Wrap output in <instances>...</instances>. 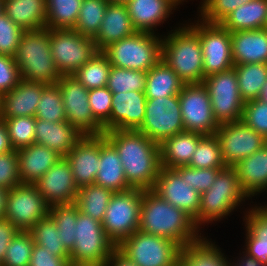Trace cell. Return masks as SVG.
Returning <instances> with one entry per match:
<instances>
[{"mask_svg": "<svg viewBox=\"0 0 267 266\" xmlns=\"http://www.w3.org/2000/svg\"><path fill=\"white\" fill-rule=\"evenodd\" d=\"M104 134L118 151L128 184L152 190L161 168L159 144L138 130H111Z\"/></svg>", "mask_w": 267, "mask_h": 266, "instance_id": "obj_1", "label": "cell"}, {"mask_svg": "<svg viewBox=\"0 0 267 266\" xmlns=\"http://www.w3.org/2000/svg\"><path fill=\"white\" fill-rule=\"evenodd\" d=\"M138 230L176 242L181 248L195 242L197 233L193 219L183 210L161 199L152 190H143Z\"/></svg>", "mask_w": 267, "mask_h": 266, "instance_id": "obj_2", "label": "cell"}, {"mask_svg": "<svg viewBox=\"0 0 267 266\" xmlns=\"http://www.w3.org/2000/svg\"><path fill=\"white\" fill-rule=\"evenodd\" d=\"M14 59L22 80L57 84L62 77L53 61L48 28L24 31Z\"/></svg>", "mask_w": 267, "mask_h": 266, "instance_id": "obj_3", "label": "cell"}, {"mask_svg": "<svg viewBox=\"0 0 267 266\" xmlns=\"http://www.w3.org/2000/svg\"><path fill=\"white\" fill-rule=\"evenodd\" d=\"M161 59L173 69L184 84L204 81L201 41L189 26L175 29L162 39Z\"/></svg>", "mask_w": 267, "mask_h": 266, "instance_id": "obj_4", "label": "cell"}, {"mask_svg": "<svg viewBox=\"0 0 267 266\" xmlns=\"http://www.w3.org/2000/svg\"><path fill=\"white\" fill-rule=\"evenodd\" d=\"M111 66L148 72L162 57V38L137 31L102 51Z\"/></svg>", "mask_w": 267, "mask_h": 266, "instance_id": "obj_5", "label": "cell"}, {"mask_svg": "<svg viewBox=\"0 0 267 266\" xmlns=\"http://www.w3.org/2000/svg\"><path fill=\"white\" fill-rule=\"evenodd\" d=\"M76 240L69 253L71 266H104L117 248L107 236L102 222L78 212Z\"/></svg>", "mask_w": 267, "mask_h": 266, "instance_id": "obj_6", "label": "cell"}, {"mask_svg": "<svg viewBox=\"0 0 267 266\" xmlns=\"http://www.w3.org/2000/svg\"><path fill=\"white\" fill-rule=\"evenodd\" d=\"M244 198L247 196L242 191L236 170L233 167H225L218 173L209 189L201 194L195 226L199 229L202 223L221 219L239 206Z\"/></svg>", "mask_w": 267, "mask_h": 266, "instance_id": "obj_7", "label": "cell"}, {"mask_svg": "<svg viewBox=\"0 0 267 266\" xmlns=\"http://www.w3.org/2000/svg\"><path fill=\"white\" fill-rule=\"evenodd\" d=\"M117 248L137 266H178L181 247L165 237L137 230Z\"/></svg>", "mask_w": 267, "mask_h": 266, "instance_id": "obj_8", "label": "cell"}, {"mask_svg": "<svg viewBox=\"0 0 267 266\" xmlns=\"http://www.w3.org/2000/svg\"><path fill=\"white\" fill-rule=\"evenodd\" d=\"M142 192V189L131 188L115 192L111 197L102 226L116 246L138 230Z\"/></svg>", "mask_w": 267, "mask_h": 266, "instance_id": "obj_9", "label": "cell"}, {"mask_svg": "<svg viewBox=\"0 0 267 266\" xmlns=\"http://www.w3.org/2000/svg\"><path fill=\"white\" fill-rule=\"evenodd\" d=\"M53 61L61 75H73L97 52L94 39L74 29H49Z\"/></svg>", "mask_w": 267, "mask_h": 266, "instance_id": "obj_10", "label": "cell"}, {"mask_svg": "<svg viewBox=\"0 0 267 266\" xmlns=\"http://www.w3.org/2000/svg\"><path fill=\"white\" fill-rule=\"evenodd\" d=\"M213 114L218 124L241 121L244 101L240 95L235 68L204 78Z\"/></svg>", "mask_w": 267, "mask_h": 266, "instance_id": "obj_11", "label": "cell"}, {"mask_svg": "<svg viewBox=\"0 0 267 266\" xmlns=\"http://www.w3.org/2000/svg\"><path fill=\"white\" fill-rule=\"evenodd\" d=\"M138 131L159 145L185 131L178 95L146 99L145 116Z\"/></svg>", "mask_w": 267, "mask_h": 266, "instance_id": "obj_12", "label": "cell"}, {"mask_svg": "<svg viewBox=\"0 0 267 266\" xmlns=\"http://www.w3.org/2000/svg\"><path fill=\"white\" fill-rule=\"evenodd\" d=\"M152 191L161 199L183 210L194 222L198 219L201 194L191 189L188 165L176 168L161 167Z\"/></svg>", "mask_w": 267, "mask_h": 266, "instance_id": "obj_13", "label": "cell"}, {"mask_svg": "<svg viewBox=\"0 0 267 266\" xmlns=\"http://www.w3.org/2000/svg\"><path fill=\"white\" fill-rule=\"evenodd\" d=\"M49 208L34 184H20L9 189L4 219L19 231L28 232L49 215Z\"/></svg>", "mask_w": 267, "mask_h": 266, "instance_id": "obj_14", "label": "cell"}, {"mask_svg": "<svg viewBox=\"0 0 267 266\" xmlns=\"http://www.w3.org/2000/svg\"><path fill=\"white\" fill-rule=\"evenodd\" d=\"M200 23L190 27L201 41L204 78L233 68L231 32L221 24Z\"/></svg>", "mask_w": 267, "mask_h": 266, "instance_id": "obj_15", "label": "cell"}, {"mask_svg": "<svg viewBox=\"0 0 267 266\" xmlns=\"http://www.w3.org/2000/svg\"><path fill=\"white\" fill-rule=\"evenodd\" d=\"M178 97L185 131L216 134L220 125L214 117L209 92L203 83L184 84Z\"/></svg>", "mask_w": 267, "mask_h": 266, "instance_id": "obj_16", "label": "cell"}, {"mask_svg": "<svg viewBox=\"0 0 267 266\" xmlns=\"http://www.w3.org/2000/svg\"><path fill=\"white\" fill-rule=\"evenodd\" d=\"M67 121L83 134H104L95 120L88 101L89 90L73 75H62L58 80Z\"/></svg>", "mask_w": 267, "mask_h": 266, "instance_id": "obj_17", "label": "cell"}, {"mask_svg": "<svg viewBox=\"0 0 267 266\" xmlns=\"http://www.w3.org/2000/svg\"><path fill=\"white\" fill-rule=\"evenodd\" d=\"M216 135L226 167H234L265 144V138L242 120L221 124Z\"/></svg>", "mask_w": 267, "mask_h": 266, "instance_id": "obj_18", "label": "cell"}, {"mask_svg": "<svg viewBox=\"0 0 267 266\" xmlns=\"http://www.w3.org/2000/svg\"><path fill=\"white\" fill-rule=\"evenodd\" d=\"M34 185L49 207L76 202L79 191L65 157L59 159Z\"/></svg>", "mask_w": 267, "mask_h": 266, "instance_id": "obj_19", "label": "cell"}, {"mask_svg": "<svg viewBox=\"0 0 267 266\" xmlns=\"http://www.w3.org/2000/svg\"><path fill=\"white\" fill-rule=\"evenodd\" d=\"M105 134L84 135L66 155L79 188L95 183L100 165V144Z\"/></svg>", "mask_w": 267, "mask_h": 266, "instance_id": "obj_20", "label": "cell"}, {"mask_svg": "<svg viewBox=\"0 0 267 266\" xmlns=\"http://www.w3.org/2000/svg\"><path fill=\"white\" fill-rule=\"evenodd\" d=\"M146 99L144 92L112 93L111 114L103 131L138 130L144 120Z\"/></svg>", "mask_w": 267, "mask_h": 266, "instance_id": "obj_21", "label": "cell"}, {"mask_svg": "<svg viewBox=\"0 0 267 266\" xmlns=\"http://www.w3.org/2000/svg\"><path fill=\"white\" fill-rule=\"evenodd\" d=\"M46 85L21 79L16 87L0 97V118L35 117L42 90Z\"/></svg>", "mask_w": 267, "mask_h": 266, "instance_id": "obj_22", "label": "cell"}, {"mask_svg": "<svg viewBox=\"0 0 267 266\" xmlns=\"http://www.w3.org/2000/svg\"><path fill=\"white\" fill-rule=\"evenodd\" d=\"M84 135L68 121L49 122L36 119L35 143L45 145L61 157H66Z\"/></svg>", "mask_w": 267, "mask_h": 266, "instance_id": "obj_23", "label": "cell"}, {"mask_svg": "<svg viewBox=\"0 0 267 266\" xmlns=\"http://www.w3.org/2000/svg\"><path fill=\"white\" fill-rule=\"evenodd\" d=\"M136 29L132 25L125 4L108 3L98 34L93 38L98 51H103L114 42L134 34Z\"/></svg>", "mask_w": 267, "mask_h": 266, "instance_id": "obj_24", "label": "cell"}, {"mask_svg": "<svg viewBox=\"0 0 267 266\" xmlns=\"http://www.w3.org/2000/svg\"><path fill=\"white\" fill-rule=\"evenodd\" d=\"M18 168L22 184H35L62 157L38 143L20 148Z\"/></svg>", "mask_w": 267, "mask_h": 266, "instance_id": "obj_25", "label": "cell"}, {"mask_svg": "<svg viewBox=\"0 0 267 266\" xmlns=\"http://www.w3.org/2000/svg\"><path fill=\"white\" fill-rule=\"evenodd\" d=\"M234 65L267 63V28L231 32Z\"/></svg>", "mask_w": 267, "mask_h": 266, "instance_id": "obj_26", "label": "cell"}, {"mask_svg": "<svg viewBox=\"0 0 267 266\" xmlns=\"http://www.w3.org/2000/svg\"><path fill=\"white\" fill-rule=\"evenodd\" d=\"M125 5L136 31L149 33H153V28L165 21L176 6L171 0H130Z\"/></svg>", "mask_w": 267, "mask_h": 266, "instance_id": "obj_27", "label": "cell"}, {"mask_svg": "<svg viewBox=\"0 0 267 266\" xmlns=\"http://www.w3.org/2000/svg\"><path fill=\"white\" fill-rule=\"evenodd\" d=\"M233 168L237 172L242 191L247 197L267 189V147L265 145L242 159Z\"/></svg>", "mask_w": 267, "mask_h": 266, "instance_id": "obj_28", "label": "cell"}, {"mask_svg": "<svg viewBox=\"0 0 267 266\" xmlns=\"http://www.w3.org/2000/svg\"><path fill=\"white\" fill-rule=\"evenodd\" d=\"M94 184L114 193L125 192L132 188L125 178L118 151L107 139L100 144V165Z\"/></svg>", "mask_w": 267, "mask_h": 266, "instance_id": "obj_29", "label": "cell"}, {"mask_svg": "<svg viewBox=\"0 0 267 266\" xmlns=\"http://www.w3.org/2000/svg\"><path fill=\"white\" fill-rule=\"evenodd\" d=\"M203 134L183 131L165 139L160 146L161 167L187 166Z\"/></svg>", "mask_w": 267, "mask_h": 266, "instance_id": "obj_30", "label": "cell"}, {"mask_svg": "<svg viewBox=\"0 0 267 266\" xmlns=\"http://www.w3.org/2000/svg\"><path fill=\"white\" fill-rule=\"evenodd\" d=\"M3 12L24 31L45 28L46 0H3Z\"/></svg>", "mask_w": 267, "mask_h": 266, "instance_id": "obj_31", "label": "cell"}, {"mask_svg": "<svg viewBox=\"0 0 267 266\" xmlns=\"http://www.w3.org/2000/svg\"><path fill=\"white\" fill-rule=\"evenodd\" d=\"M247 214L246 254L267 265V206H255Z\"/></svg>", "mask_w": 267, "mask_h": 266, "instance_id": "obj_32", "label": "cell"}, {"mask_svg": "<svg viewBox=\"0 0 267 266\" xmlns=\"http://www.w3.org/2000/svg\"><path fill=\"white\" fill-rule=\"evenodd\" d=\"M230 32L267 26V0H251L232 11L221 23Z\"/></svg>", "mask_w": 267, "mask_h": 266, "instance_id": "obj_33", "label": "cell"}, {"mask_svg": "<svg viewBox=\"0 0 267 266\" xmlns=\"http://www.w3.org/2000/svg\"><path fill=\"white\" fill-rule=\"evenodd\" d=\"M184 86L177 74L162 59L146 74L145 96L147 99L178 95Z\"/></svg>", "mask_w": 267, "mask_h": 266, "instance_id": "obj_34", "label": "cell"}, {"mask_svg": "<svg viewBox=\"0 0 267 266\" xmlns=\"http://www.w3.org/2000/svg\"><path fill=\"white\" fill-rule=\"evenodd\" d=\"M201 238L181 248L180 266H231L220 249Z\"/></svg>", "mask_w": 267, "mask_h": 266, "instance_id": "obj_35", "label": "cell"}, {"mask_svg": "<svg viewBox=\"0 0 267 266\" xmlns=\"http://www.w3.org/2000/svg\"><path fill=\"white\" fill-rule=\"evenodd\" d=\"M113 194V191L105 187L87 185L79 188L75 203L84 215L102 222Z\"/></svg>", "mask_w": 267, "mask_h": 266, "instance_id": "obj_36", "label": "cell"}, {"mask_svg": "<svg viewBox=\"0 0 267 266\" xmlns=\"http://www.w3.org/2000/svg\"><path fill=\"white\" fill-rule=\"evenodd\" d=\"M240 95L244 102L257 99L267 80V63L234 65Z\"/></svg>", "mask_w": 267, "mask_h": 266, "instance_id": "obj_37", "label": "cell"}, {"mask_svg": "<svg viewBox=\"0 0 267 266\" xmlns=\"http://www.w3.org/2000/svg\"><path fill=\"white\" fill-rule=\"evenodd\" d=\"M83 0H46L45 28L73 29L77 23Z\"/></svg>", "mask_w": 267, "mask_h": 266, "instance_id": "obj_38", "label": "cell"}, {"mask_svg": "<svg viewBox=\"0 0 267 266\" xmlns=\"http://www.w3.org/2000/svg\"><path fill=\"white\" fill-rule=\"evenodd\" d=\"M78 212L79 208L75 202L49 208V216L55 222L61 243L68 253L73 250L75 245Z\"/></svg>", "mask_w": 267, "mask_h": 266, "instance_id": "obj_39", "label": "cell"}, {"mask_svg": "<svg viewBox=\"0 0 267 266\" xmlns=\"http://www.w3.org/2000/svg\"><path fill=\"white\" fill-rule=\"evenodd\" d=\"M110 70L109 58L102 51H98L73 76L88 90H91L107 86Z\"/></svg>", "mask_w": 267, "mask_h": 266, "instance_id": "obj_40", "label": "cell"}, {"mask_svg": "<svg viewBox=\"0 0 267 266\" xmlns=\"http://www.w3.org/2000/svg\"><path fill=\"white\" fill-rule=\"evenodd\" d=\"M34 244L43 247L56 257L69 258V253L61 243V237L53 219L48 215L39 220L29 231Z\"/></svg>", "mask_w": 267, "mask_h": 266, "instance_id": "obj_41", "label": "cell"}, {"mask_svg": "<svg viewBox=\"0 0 267 266\" xmlns=\"http://www.w3.org/2000/svg\"><path fill=\"white\" fill-rule=\"evenodd\" d=\"M108 0H83L74 30L94 38L100 29L107 8Z\"/></svg>", "mask_w": 267, "mask_h": 266, "instance_id": "obj_42", "label": "cell"}, {"mask_svg": "<svg viewBox=\"0 0 267 266\" xmlns=\"http://www.w3.org/2000/svg\"><path fill=\"white\" fill-rule=\"evenodd\" d=\"M36 119L49 122L67 121L63 99L58 84H47L42 90V96L37 105Z\"/></svg>", "mask_w": 267, "mask_h": 266, "instance_id": "obj_43", "label": "cell"}, {"mask_svg": "<svg viewBox=\"0 0 267 266\" xmlns=\"http://www.w3.org/2000/svg\"><path fill=\"white\" fill-rule=\"evenodd\" d=\"M189 167L194 168H225V162L221 156V146L217 135H203L192 155Z\"/></svg>", "mask_w": 267, "mask_h": 266, "instance_id": "obj_44", "label": "cell"}, {"mask_svg": "<svg viewBox=\"0 0 267 266\" xmlns=\"http://www.w3.org/2000/svg\"><path fill=\"white\" fill-rule=\"evenodd\" d=\"M146 71H137L111 66L107 88L112 93L137 91L144 92Z\"/></svg>", "mask_w": 267, "mask_h": 266, "instance_id": "obj_45", "label": "cell"}, {"mask_svg": "<svg viewBox=\"0 0 267 266\" xmlns=\"http://www.w3.org/2000/svg\"><path fill=\"white\" fill-rule=\"evenodd\" d=\"M2 120L6 124L9 140L14 150L35 143V117L21 116Z\"/></svg>", "mask_w": 267, "mask_h": 266, "instance_id": "obj_46", "label": "cell"}, {"mask_svg": "<svg viewBox=\"0 0 267 266\" xmlns=\"http://www.w3.org/2000/svg\"><path fill=\"white\" fill-rule=\"evenodd\" d=\"M33 247L31 234L19 231L10 242L1 266H29Z\"/></svg>", "mask_w": 267, "mask_h": 266, "instance_id": "obj_47", "label": "cell"}, {"mask_svg": "<svg viewBox=\"0 0 267 266\" xmlns=\"http://www.w3.org/2000/svg\"><path fill=\"white\" fill-rule=\"evenodd\" d=\"M251 0H204L201 16L204 22L220 24L232 11Z\"/></svg>", "mask_w": 267, "mask_h": 266, "instance_id": "obj_48", "label": "cell"}, {"mask_svg": "<svg viewBox=\"0 0 267 266\" xmlns=\"http://www.w3.org/2000/svg\"><path fill=\"white\" fill-rule=\"evenodd\" d=\"M24 30L0 13V54L14 57Z\"/></svg>", "mask_w": 267, "mask_h": 266, "instance_id": "obj_49", "label": "cell"}, {"mask_svg": "<svg viewBox=\"0 0 267 266\" xmlns=\"http://www.w3.org/2000/svg\"><path fill=\"white\" fill-rule=\"evenodd\" d=\"M241 120L264 138L267 137V103L258 99L245 102Z\"/></svg>", "mask_w": 267, "mask_h": 266, "instance_id": "obj_50", "label": "cell"}, {"mask_svg": "<svg viewBox=\"0 0 267 266\" xmlns=\"http://www.w3.org/2000/svg\"><path fill=\"white\" fill-rule=\"evenodd\" d=\"M88 101L95 120L103 126L110 118L112 92L107 86L91 89L88 92Z\"/></svg>", "mask_w": 267, "mask_h": 266, "instance_id": "obj_51", "label": "cell"}, {"mask_svg": "<svg viewBox=\"0 0 267 266\" xmlns=\"http://www.w3.org/2000/svg\"><path fill=\"white\" fill-rule=\"evenodd\" d=\"M20 184L17 151L0 154V187L9 190Z\"/></svg>", "mask_w": 267, "mask_h": 266, "instance_id": "obj_52", "label": "cell"}, {"mask_svg": "<svg viewBox=\"0 0 267 266\" xmlns=\"http://www.w3.org/2000/svg\"><path fill=\"white\" fill-rule=\"evenodd\" d=\"M20 80L14 57L0 54V97L16 87Z\"/></svg>", "mask_w": 267, "mask_h": 266, "instance_id": "obj_53", "label": "cell"}, {"mask_svg": "<svg viewBox=\"0 0 267 266\" xmlns=\"http://www.w3.org/2000/svg\"><path fill=\"white\" fill-rule=\"evenodd\" d=\"M224 168H194L188 166V181L191 189L200 194L206 192L214 183L218 173Z\"/></svg>", "mask_w": 267, "mask_h": 266, "instance_id": "obj_54", "label": "cell"}, {"mask_svg": "<svg viewBox=\"0 0 267 266\" xmlns=\"http://www.w3.org/2000/svg\"><path fill=\"white\" fill-rule=\"evenodd\" d=\"M29 266H71L69 258H61L49 254L48 250L34 244Z\"/></svg>", "mask_w": 267, "mask_h": 266, "instance_id": "obj_55", "label": "cell"}, {"mask_svg": "<svg viewBox=\"0 0 267 266\" xmlns=\"http://www.w3.org/2000/svg\"><path fill=\"white\" fill-rule=\"evenodd\" d=\"M19 230L7 219H0V266L4 261L7 248Z\"/></svg>", "mask_w": 267, "mask_h": 266, "instance_id": "obj_56", "label": "cell"}, {"mask_svg": "<svg viewBox=\"0 0 267 266\" xmlns=\"http://www.w3.org/2000/svg\"><path fill=\"white\" fill-rule=\"evenodd\" d=\"M104 266H137L132 260L125 256L118 248L110 255Z\"/></svg>", "mask_w": 267, "mask_h": 266, "instance_id": "obj_57", "label": "cell"}, {"mask_svg": "<svg viewBox=\"0 0 267 266\" xmlns=\"http://www.w3.org/2000/svg\"><path fill=\"white\" fill-rule=\"evenodd\" d=\"M14 149L11 146L8 130L4 120L0 118V154L8 153Z\"/></svg>", "mask_w": 267, "mask_h": 266, "instance_id": "obj_58", "label": "cell"}, {"mask_svg": "<svg viewBox=\"0 0 267 266\" xmlns=\"http://www.w3.org/2000/svg\"><path fill=\"white\" fill-rule=\"evenodd\" d=\"M241 259L242 260L238 261L239 263L237 262V265H236V263H234L235 264L234 266H267L265 264H262L261 262H259L255 258L248 256L247 254H245V256L243 258L241 257Z\"/></svg>", "mask_w": 267, "mask_h": 266, "instance_id": "obj_59", "label": "cell"}, {"mask_svg": "<svg viewBox=\"0 0 267 266\" xmlns=\"http://www.w3.org/2000/svg\"><path fill=\"white\" fill-rule=\"evenodd\" d=\"M8 193L9 190L0 187V219L4 218Z\"/></svg>", "mask_w": 267, "mask_h": 266, "instance_id": "obj_60", "label": "cell"}, {"mask_svg": "<svg viewBox=\"0 0 267 266\" xmlns=\"http://www.w3.org/2000/svg\"><path fill=\"white\" fill-rule=\"evenodd\" d=\"M257 99L264 102V103H267V80L263 84L261 92H260Z\"/></svg>", "mask_w": 267, "mask_h": 266, "instance_id": "obj_61", "label": "cell"}, {"mask_svg": "<svg viewBox=\"0 0 267 266\" xmlns=\"http://www.w3.org/2000/svg\"><path fill=\"white\" fill-rule=\"evenodd\" d=\"M110 3H120V4H126L130 0H108Z\"/></svg>", "mask_w": 267, "mask_h": 266, "instance_id": "obj_62", "label": "cell"}, {"mask_svg": "<svg viewBox=\"0 0 267 266\" xmlns=\"http://www.w3.org/2000/svg\"><path fill=\"white\" fill-rule=\"evenodd\" d=\"M175 5H179V3L181 2L182 3V1H184V0H171Z\"/></svg>", "mask_w": 267, "mask_h": 266, "instance_id": "obj_63", "label": "cell"}, {"mask_svg": "<svg viewBox=\"0 0 267 266\" xmlns=\"http://www.w3.org/2000/svg\"><path fill=\"white\" fill-rule=\"evenodd\" d=\"M3 11V0H0V13Z\"/></svg>", "mask_w": 267, "mask_h": 266, "instance_id": "obj_64", "label": "cell"}, {"mask_svg": "<svg viewBox=\"0 0 267 266\" xmlns=\"http://www.w3.org/2000/svg\"><path fill=\"white\" fill-rule=\"evenodd\" d=\"M264 145L267 147V137H265V144Z\"/></svg>", "mask_w": 267, "mask_h": 266, "instance_id": "obj_65", "label": "cell"}]
</instances>
